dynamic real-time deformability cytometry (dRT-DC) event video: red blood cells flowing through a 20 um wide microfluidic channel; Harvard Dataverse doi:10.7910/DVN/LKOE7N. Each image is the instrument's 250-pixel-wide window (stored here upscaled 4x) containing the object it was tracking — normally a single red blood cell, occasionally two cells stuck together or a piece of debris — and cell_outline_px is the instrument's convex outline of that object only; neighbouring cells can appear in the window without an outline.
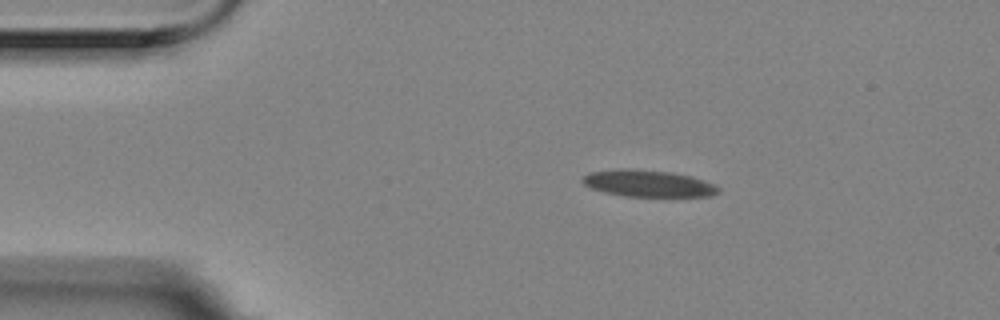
{"species": "Egyptian fruit bat (a non-hibernating species)", "species_latin": "Rousettus aegyptiacus", "temperature_condition": "room temperature", "stored_images_in_passage": 3, "camera_frame_rate_fps": 3000, "um_per_image_px": 0.085, "animal": {"sex": "female"}, "frame": {"image": 1, "passage_image": 2, "time_ms": 0.333, "image_size_px": [1000, 320], "cell_outline_px": [[720, 192], [712, 196], [628, 196], [604, 192], [592, 188], [584, 184], [580, 180], [588, 172], [624, 168], [628, 168], [668, 172], [692, 176], [712, 184], [720, 188]], "centroid_in_image_um": [55.08, 15.59], "position_along_channel_um": 29.9, "area_um2": 20.98}}